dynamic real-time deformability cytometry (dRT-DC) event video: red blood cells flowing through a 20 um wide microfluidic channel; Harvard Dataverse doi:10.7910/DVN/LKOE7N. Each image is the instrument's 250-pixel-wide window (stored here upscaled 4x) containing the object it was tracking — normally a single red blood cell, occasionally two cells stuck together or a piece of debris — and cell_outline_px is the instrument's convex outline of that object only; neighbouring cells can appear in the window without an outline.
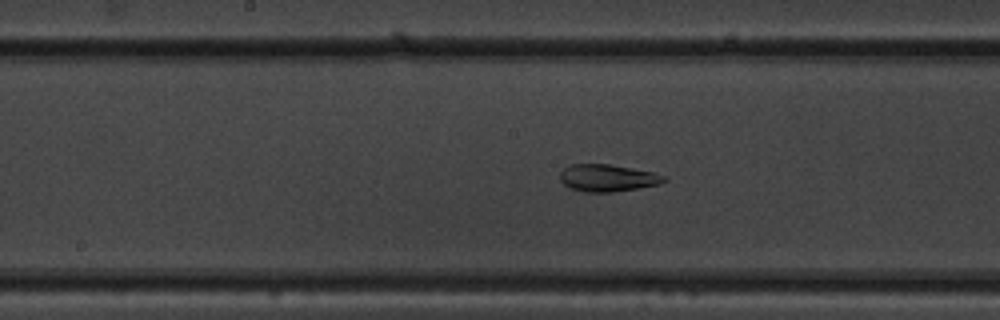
{"species": "common noctule bat (a hibernating species)", "species_latin": "Nyctalus noctula", "temperature_condition": "warm", "stored_images_in_passage": 31, "camera_frame_rate_fps": 3000, "um_per_image_px": 0.085, "animal": {"sex": "male", "body_mass_g": 19.5, "forearm_length_mm": 54.6}, "frame": {"image": 1, "passage_image": 22, "time_ms": 7.0, "image_size_px": [1000, 320], "cell_outline_px": [[668, 180], [660, 184], [612, 192], [584, 192], [568, 188], [560, 180], [560, 172], [568, 164], [608, 164], [652, 172], [664, 176]], "centroid_in_image_um": [51.59, 15.13], "position_along_channel_um": 196.6, "area_um2": 16.42}}